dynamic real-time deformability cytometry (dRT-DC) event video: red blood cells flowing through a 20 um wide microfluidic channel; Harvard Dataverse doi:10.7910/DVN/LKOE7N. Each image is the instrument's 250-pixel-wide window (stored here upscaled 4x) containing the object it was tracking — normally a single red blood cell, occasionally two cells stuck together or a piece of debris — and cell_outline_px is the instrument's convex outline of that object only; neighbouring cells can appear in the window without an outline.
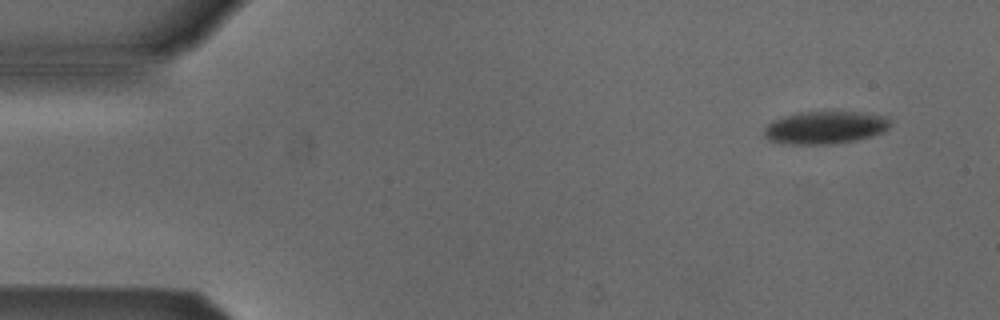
{"species": "Egyptian fruit bat (a non-hibernating species)", "species_latin": "Rousettus aegyptiacus", "temperature_condition": "cold", "stored_images_in_passage": 5, "camera_frame_rate_fps": 3000, "um_per_image_px": 0.085, "animal": {"sex": "male"}, "frame": {"image": 1, "passage_image": 5, "time_ms": 5.0, "image_size_px": [1000, 320], "cell_outline_px": [[888, 128], [884, 132], [872, 136], [856, 140], [832, 144], [788, 144], [768, 140], [764, 136], [764, 128], [772, 120], [784, 116], [800, 112], [856, 112], [884, 116], [888, 120]], "centroid_in_image_um": [70.09, 10.85], "position_along_channel_um": 14.9, "area_um2": 23.87}}